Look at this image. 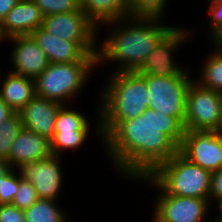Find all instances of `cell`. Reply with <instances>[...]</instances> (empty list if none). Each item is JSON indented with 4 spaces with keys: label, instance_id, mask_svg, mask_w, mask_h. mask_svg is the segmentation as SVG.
Listing matches in <instances>:
<instances>
[{
    "label": "cell",
    "instance_id": "1",
    "mask_svg": "<svg viewBox=\"0 0 222 222\" xmlns=\"http://www.w3.org/2000/svg\"><path fill=\"white\" fill-rule=\"evenodd\" d=\"M184 134L185 127L176 117L147 108L141 115L118 123L102 145L115 171L124 179L137 181L174 156Z\"/></svg>",
    "mask_w": 222,
    "mask_h": 222
},
{
    "label": "cell",
    "instance_id": "2",
    "mask_svg": "<svg viewBox=\"0 0 222 222\" xmlns=\"http://www.w3.org/2000/svg\"><path fill=\"white\" fill-rule=\"evenodd\" d=\"M164 22L165 19L160 18L129 16L103 24L109 25V30L103 40L98 35L101 42H97V67L113 63L116 65L112 73L137 71L157 43L174 27Z\"/></svg>",
    "mask_w": 222,
    "mask_h": 222
},
{
    "label": "cell",
    "instance_id": "3",
    "mask_svg": "<svg viewBox=\"0 0 222 222\" xmlns=\"http://www.w3.org/2000/svg\"><path fill=\"white\" fill-rule=\"evenodd\" d=\"M108 75L98 94L103 138L121 121L141 115L149 108L150 102L146 80L137 71H120Z\"/></svg>",
    "mask_w": 222,
    "mask_h": 222
},
{
    "label": "cell",
    "instance_id": "4",
    "mask_svg": "<svg viewBox=\"0 0 222 222\" xmlns=\"http://www.w3.org/2000/svg\"><path fill=\"white\" fill-rule=\"evenodd\" d=\"M96 68V54H88L80 62L50 63L35 79V95L62 105H71L84 87L88 86Z\"/></svg>",
    "mask_w": 222,
    "mask_h": 222
},
{
    "label": "cell",
    "instance_id": "5",
    "mask_svg": "<svg viewBox=\"0 0 222 222\" xmlns=\"http://www.w3.org/2000/svg\"><path fill=\"white\" fill-rule=\"evenodd\" d=\"M167 194L209 200L211 172L179 151L149 175Z\"/></svg>",
    "mask_w": 222,
    "mask_h": 222
},
{
    "label": "cell",
    "instance_id": "6",
    "mask_svg": "<svg viewBox=\"0 0 222 222\" xmlns=\"http://www.w3.org/2000/svg\"><path fill=\"white\" fill-rule=\"evenodd\" d=\"M138 180L139 184L148 183L157 189L152 204V222H212V217H208L212 210L209 200L167 194L149 175Z\"/></svg>",
    "mask_w": 222,
    "mask_h": 222
},
{
    "label": "cell",
    "instance_id": "7",
    "mask_svg": "<svg viewBox=\"0 0 222 222\" xmlns=\"http://www.w3.org/2000/svg\"><path fill=\"white\" fill-rule=\"evenodd\" d=\"M142 76L147 84L149 108L176 117L184 125L186 94L193 75Z\"/></svg>",
    "mask_w": 222,
    "mask_h": 222
},
{
    "label": "cell",
    "instance_id": "8",
    "mask_svg": "<svg viewBox=\"0 0 222 222\" xmlns=\"http://www.w3.org/2000/svg\"><path fill=\"white\" fill-rule=\"evenodd\" d=\"M194 31V28L192 31V29L189 30L186 27L174 25L157 43L137 72L141 75L150 74L161 77L192 75L191 68L189 66L186 68L179 62L177 63L174 54L192 38Z\"/></svg>",
    "mask_w": 222,
    "mask_h": 222
},
{
    "label": "cell",
    "instance_id": "9",
    "mask_svg": "<svg viewBox=\"0 0 222 222\" xmlns=\"http://www.w3.org/2000/svg\"><path fill=\"white\" fill-rule=\"evenodd\" d=\"M222 119V93L191 81L185 105V130L218 131Z\"/></svg>",
    "mask_w": 222,
    "mask_h": 222
},
{
    "label": "cell",
    "instance_id": "10",
    "mask_svg": "<svg viewBox=\"0 0 222 222\" xmlns=\"http://www.w3.org/2000/svg\"><path fill=\"white\" fill-rule=\"evenodd\" d=\"M42 28L61 39L76 42L87 54L97 53L98 27L81 9L44 16Z\"/></svg>",
    "mask_w": 222,
    "mask_h": 222
},
{
    "label": "cell",
    "instance_id": "11",
    "mask_svg": "<svg viewBox=\"0 0 222 222\" xmlns=\"http://www.w3.org/2000/svg\"><path fill=\"white\" fill-rule=\"evenodd\" d=\"M179 152L190 162L210 172L222 168V133L185 130Z\"/></svg>",
    "mask_w": 222,
    "mask_h": 222
},
{
    "label": "cell",
    "instance_id": "12",
    "mask_svg": "<svg viewBox=\"0 0 222 222\" xmlns=\"http://www.w3.org/2000/svg\"><path fill=\"white\" fill-rule=\"evenodd\" d=\"M62 160L60 156L51 155L43 160L25 164L18 170L22 178L36 189L38 198L61 201L59 198L65 177Z\"/></svg>",
    "mask_w": 222,
    "mask_h": 222
},
{
    "label": "cell",
    "instance_id": "13",
    "mask_svg": "<svg viewBox=\"0 0 222 222\" xmlns=\"http://www.w3.org/2000/svg\"><path fill=\"white\" fill-rule=\"evenodd\" d=\"M6 41L13 43L8 60L11 73L35 80L49 66L47 56L31 35L15 36Z\"/></svg>",
    "mask_w": 222,
    "mask_h": 222
},
{
    "label": "cell",
    "instance_id": "14",
    "mask_svg": "<svg viewBox=\"0 0 222 222\" xmlns=\"http://www.w3.org/2000/svg\"><path fill=\"white\" fill-rule=\"evenodd\" d=\"M43 15L33 0H21L0 24V42L11 37L30 35L43 24Z\"/></svg>",
    "mask_w": 222,
    "mask_h": 222
},
{
    "label": "cell",
    "instance_id": "15",
    "mask_svg": "<svg viewBox=\"0 0 222 222\" xmlns=\"http://www.w3.org/2000/svg\"><path fill=\"white\" fill-rule=\"evenodd\" d=\"M61 103L35 95L19 111L23 129L37 133L49 140L54 135L55 119Z\"/></svg>",
    "mask_w": 222,
    "mask_h": 222
},
{
    "label": "cell",
    "instance_id": "16",
    "mask_svg": "<svg viewBox=\"0 0 222 222\" xmlns=\"http://www.w3.org/2000/svg\"><path fill=\"white\" fill-rule=\"evenodd\" d=\"M52 155L50 140L37 133L22 129L13 140L9 155V163L14 169L43 160Z\"/></svg>",
    "mask_w": 222,
    "mask_h": 222
},
{
    "label": "cell",
    "instance_id": "17",
    "mask_svg": "<svg viewBox=\"0 0 222 222\" xmlns=\"http://www.w3.org/2000/svg\"><path fill=\"white\" fill-rule=\"evenodd\" d=\"M41 47L50 63H74L88 54L76 43L66 41L39 27L30 34Z\"/></svg>",
    "mask_w": 222,
    "mask_h": 222
},
{
    "label": "cell",
    "instance_id": "18",
    "mask_svg": "<svg viewBox=\"0 0 222 222\" xmlns=\"http://www.w3.org/2000/svg\"><path fill=\"white\" fill-rule=\"evenodd\" d=\"M6 74L5 78L2 72L0 75V98L18 113L35 96V80L11 72Z\"/></svg>",
    "mask_w": 222,
    "mask_h": 222
},
{
    "label": "cell",
    "instance_id": "19",
    "mask_svg": "<svg viewBox=\"0 0 222 222\" xmlns=\"http://www.w3.org/2000/svg\"><path fill=\"white\" fill-rule=\"evenodd\" d=\"M81 10L98 27L101 25L129 17L128 0H80Z\"/></svg>",
    "mask_w": 222,
    "mask_h": 222
},
{
    "label": "cell",
    "instance_id": "20",
    "mask_svg": "<svg viewBox=\"0 0 222 222\" xmlns=\"http://www.w3.org/2000/svg\"><path fill=\"white\" fill-rule=\"evenodd\" d=\"M96 110L97 115L95 117L97 122L96 126L92 127L90 125V120L80 112V109L77 110L72 104L71 106L62 105L57 113L55 119V128L54 132H73V131H90V128H95V136L99 137V143L103 144V137L100 130V113H99V104L97 103ZM91 126V127H90Z\"/></svg>",
    "mask_w": 222,
    "mask_h": 222
},
{
    "label": "cell",
    "instance_id": "21",
    "mask_svg": "<svg viewBox=\"0 0 222 222\" xmlns=\"http://www.w3.org/2000/svg\"><path fill=\"white\" fill-rule=\"evenodd\" d=\"M208 54L202 59L199 76L195 75L194 80L203 87L222 93V55L213 49Z\"/></svg>",
    "mask_w": 222,
    "mask_h": 222
},
{
    "label": "cell",
    "instance_id": "22",
    "mask_svg": "<svg viewBox=\"0 0 222 222\" xmlns=\"http://www.w3.org/2000/svg\"><path fill=\"white\" fill-rule=\"evenodd\" d=\"M58 205L56 200L39 198L24 211L25 220L26 222H63L68 212L66 214V210Z\"/></svg>",
    "mask_w": 222,
    "mask_h": 222
},
{
    "label": "cell",
    "instance_id": "23",
    "mask_svg": "<svg viewBox=\"0 0 222 222\" xmlns=\"http://www.w3.org/2000/svg\"><path fill=\"white\" fill-rule=\"evenodd\" d=\"M89 134L90 131L54 132L50 139L52 155L63 157L65 151L79 150L78 148L84 147L85 143H88Z\"/></svg>",
    "mask_w": 222,
    "mask_h": 222
},
{
    "label": "cell",
    "instance_id": "24",
    "mask_svg": "<svg viewBox=\"0 0 222 222\" xmlns=\"http://www.w3.org/2000/svg\"><path fill=\"white\" fill-rule=\"evenodd\" d=\"M169 1L170 0H128L129 16L166 19V11L168 10L165 9L168 8Z\"/></svg>",
    "mask_w": 222,
    "mask_h": 222
},
{
    "label": "cell",
    "instance_id": "25",
    "mask_svg": "<svg viewBox=\"0 0 222 222\" xmlns=\"http://www.w3.org/2000/svg\"><path fill=\"white\" fill-rule=\"evenodd\" d=\"M23 124L19 113L0 125V158L8 161L13 140L22 131Z\"/></svg>",
    "mask_w": 222,
    "mask_h": 222
},
{
    "label": "cell",
    "instance_id": "26",
    "mask_svg": "<svg viewBox=\"0 0 222 222\" xmlns=\"http://www.w3.org/2000/svg\"><path fill=\"white\" fill-rule=\"evenodd\" d=\"M43 16L67 13L81 9L80 0H33Z\"/></svg>",
    "mask_w": 222,
    "mask_h": 222
},
{
    "label": "cell",
    "instance_id": "27",
    "mask_svg": "<svg viewBox=\"0 0 222 222\" xmlns=\"http://www.w3.org/2000/svg\"><path fill=\"white\" fill-rule=\"evenodd\" d=\"M38 195L36 189L28 181H25L19 172V188L16 193L12 205L16 206L22 211L27 210L31 207L37 200Z\"/></svg>",
    "mask_w": 222,
    "mask_h": 222
},
{
    "label": "cell",
    "instance_id": "28",
    "mask_svg": "<svg viewBox=\"0 0 222 222\" xmlns=\"http://www.w3.org/2000/svg\"><path fill=\"white\" fill-rule=\"evenodd\" d=\"M19 188V170L12 168L0 181V205L12 204Z\"/></svg>",
    "mask_w": 222,
    "mask_h": 222
},
{
    "label": "cell",
    "instance_id": "29",
    "mask_svg": "<svg viewBox=\"0 0 222 222\" xmlns=\"http://www.w3.org/2000/svg\"><path fill=\"white\" fill-rule=\"evenodd\" d=\"M208 16L209 17L205 31L208 38L214 35L217 31L222 29V1L218 3H209Z\"/></svg>",
    "mask_w": 222,
    "mask_h": 222
},
{
    "label": "cell",
    "instance_id": "30",
    "mask_svg": "<svg viewBox=\"0 0 222 222\" xmlns=\"http://www.w3.org/2000/svg\"><path fill=\"white\" fill-rule=\"evenodd\" d=\"M222 199V168L211 172L209 203L211 207ZM213 201V202H212Z\"/></svg>",
    "mask_w": 222,
    "mask_h": 222
},
{
    "label": "cell",
    "instance_id": "31",
    "mask_svg": "<svg viewBox=\"0 0 222 222\" xmlns=\"http://www.w3.org/2000/svg\"><path fill=\"white\" fill-rule=\"evenodd\" d=\"M0 222H26L25 213L12 204L0 205Z\"/></svg>",
    "mask_w": 222,
    "mask_h": 222
},
{
    "label": "cell",
    "instance_id": "32",
    "mask_svg": "<svg viewBox=\"0 0 222 222\" xmlns=\"http://www.w3.org/2000/svg\"><path fill=\"white\" fill-rule=\"evenodd\" d=\"M15 112L4 100L0 98V125L13 117Z\"/></svg>",
    "mask_w": 222,
    "mask_h": 222
},
{
    "label": "cell",
    "instance_id": "33",
    "mask_svg": "<svg viewBox=\"0 0 222 222\" xmlns=\"http://www.w3.org/2000/svg\"><path fill=\"white\" fill-rule=\"evenodd\" d=\"M21 0H0V24L7 13Z\"/></svg>",
    "mask_w": 222,
    "mask_h": 222
},
{
    "label": "cell",
    "instance_id": "34",
    "mask_svg": "<svg viewBox=\"0 0 222 222\" xmlns=\"http://www.w3.org/2000/svg\"><path fill=\"white\" fill-rule=\"evenodd\" d=\"M209 43L213 44V50H215L218 54L222 55V29L217 31L214 35H212L209 39ZM212 41V42H211Z\"/></svg>",
    "mask_w": 222,
    "mask_h": 222
},
{
    "label": "cell",
    "instance_id": "35",
    "mask_svg": "<svg viewBox=\"0 0 222 222\" xmlns=\"http://www.w3.org/2000/svg\"><path fill=\"white\" fill-rule=\"evenodd\" d=\"M11 169L12 166L10 165V163L0 158V181L1 178H3Z\"/></svg>",
    "mask_w": 222,
    "mask_h": 222
},
{
    "label": "cell",
    "instance_id": "36",
    "mask_svg": "<svg viewBox=\"0 0 222 222\" xmlns=\"http://www.w3.org/2000/svg\"><path fill=\"white\" fill-rule=\"evenodd\" d=\"M217 205V206H216ZM213 207H216V208H218L217 210H218V215H217V217H214V219L212 218V222H222V199L221 200H219L216 204H215V206H213Z\"/></svg>",
    "mask_w": 222,
    "mask_h": 222
},
{
    "label": "cell",
    "instance_id": "37",
    "mask_svg": "<svg viewBox=\"0 0 222 222\" xmlns=\"http://www.w3.org/2000/svg\"><path fill=\"white\" fill-rule=\"evenodd\" d=\"M222 0H208V3H218L221 2Z\"/></svg>",
    "mask_w": 222,
    "mask_h": 222
},
{
    "label": "cell",
    "instance_id": "38",
    "mask_svg": "<svg viewBox=\"0 0 222 222\" xmlns=\"http://www.w3.org/2000/svg\"><path fill=\"white\" fill-rule=\"evenodd\" d=\"M220 133H222V119H221V124H220V129L218 130Z\"/></svg>",
    "mask_w": 222,
    "mask_h": 222
},
{
    "label": "cell",
    "instance_id": "39",
    "mask_svg": "<svg viewBox=\"0 0 222 222\" xmlns=\"http://www.w3.org/2000/svg\"><path fill=\"white\" fill-rule=\"evenodd\" d=\"M68 217H66L65 218V220L63 221V222H70V221H68V219H67ZM73 222V221H72Z\"/></svg>",
    "mask_w": 222,
    "mask_h": 222
}]
</instances>
